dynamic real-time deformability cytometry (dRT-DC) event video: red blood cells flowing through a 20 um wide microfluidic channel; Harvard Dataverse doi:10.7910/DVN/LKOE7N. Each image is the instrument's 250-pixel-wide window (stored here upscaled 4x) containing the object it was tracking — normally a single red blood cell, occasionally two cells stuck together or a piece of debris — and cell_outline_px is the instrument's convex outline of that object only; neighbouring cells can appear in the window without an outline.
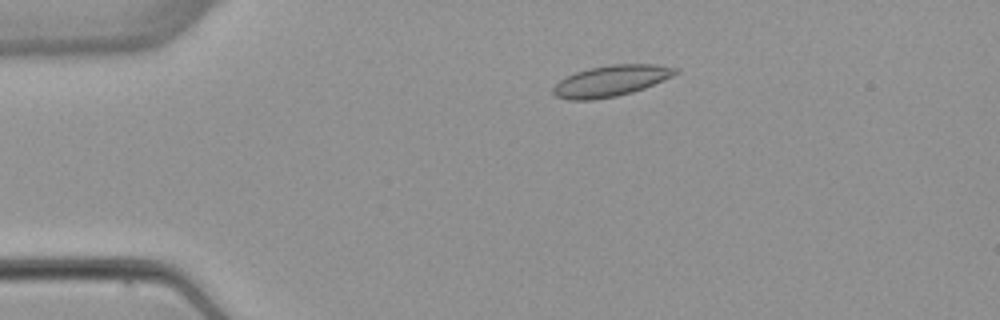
{"species": "common noctule bat (a hibernating species)", "species_latin": "Nyctalus noctula", "temperature_condition": "warm", "stored_images_in_passage": 4, "camera_frame_rate_fps": 3000, "um_per_image_px": 0.085, "animal": {"sex": "female", "body_mass_g": 22.7, "forearm_length_mm": 54.2}, "frame": {"image": 1, "passage_image": 3, "time_ms": 2.333, "image_size_px": [1000, 320], "cell_outline_px": [[680, 72], [672, 76], [644, 88], [632, 92], [616, 96], [592, 100], [568, 100], [556, 96], [552, 92], [552, 88], [560, 80], [576, 72], [592, 68], [612, 64], [652, 64], [680, 68]], "centroid_in_image_um": [51.94, 6.88], "position_along_channel_um": 33.1, "area_um2": 21.96}}